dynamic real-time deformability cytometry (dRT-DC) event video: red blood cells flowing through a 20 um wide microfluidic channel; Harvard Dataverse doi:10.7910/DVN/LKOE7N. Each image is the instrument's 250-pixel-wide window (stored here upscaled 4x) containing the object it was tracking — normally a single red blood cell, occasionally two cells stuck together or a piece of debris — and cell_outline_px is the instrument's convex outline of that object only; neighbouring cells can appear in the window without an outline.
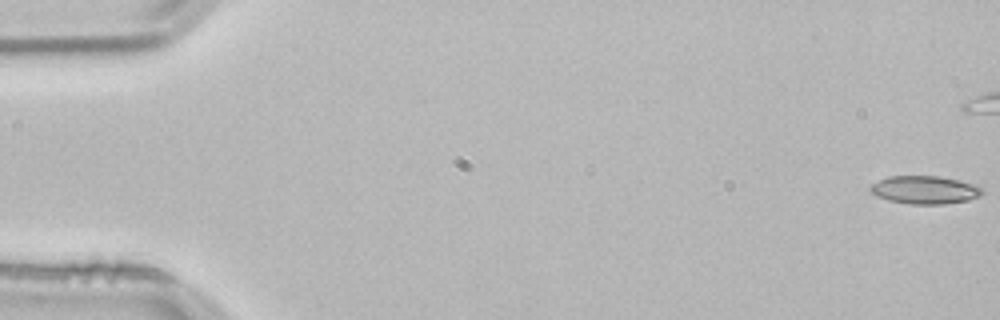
{"species": "common noctule bat (a hibernating species)", "species_latin": "Nyctalus noctula", "temperature_condition": "room temperature", "stored_images_in_passage": 43, "camera_frame_rate_fps": 3000, "um_per_image_px": 0.085, "animal": {"sex": "male", "body_mass_g": 21.5, "forearm_length_mm": 52.0}, "frame": {"image": 1, "passage_image": 1, "time_ms": 0.0, "image_size_px": [1000, 320], "cell_outline_px": [[984, 192], [980, 196], [968, 200], [944, 204], [908, 204], [888, 200], [876, 196], [868, 188], [872, 184], [888, 176], [940, 176], [972, 184], [984, 188]], "centroid_in_image_um": [78.6, 16.14], "position_along_channel_um": 6.4, "area_um2": 18.26}}
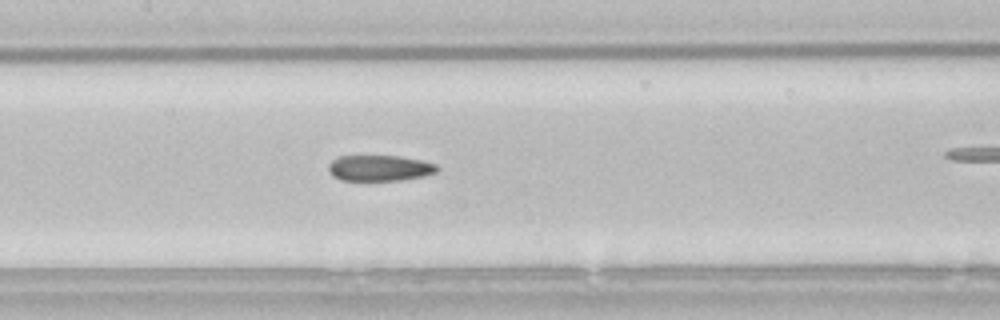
{"frame": {"image": 2, "passage_image": 26, "time_ms": 8.333, "image_size_px": [1000, 320], "cell_outline_px": [[440, 168], [436, 172], [424, 176], [400, 180], [340, 180], [332, 176], [328, 168], [328, 164], [332, 160], [340, 156], [400, 156], [420, 160], [436, 164]], "centroid_in_image_um": [32.26, 14.28], "position_along_channel_um": 175.1, "area_um2": 16.36}}
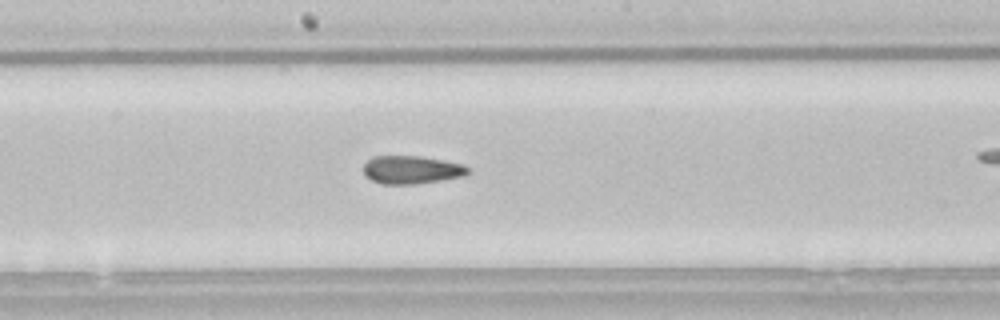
{"frame": {"image": 3, "passage_image": 29, "time_ms": 9.333, "image_size_px": [1000, 320], "cell_outline_px": [[468, 172], [464, 176], [416, 184], [380, 184], [364, 176], [364, 164], [372, 156], [420, 156], [464, 164], [468, 168]], "centroid_in_image_um": [34.95, 14.43], "position_along_channel_um": 213.3, "area_um2": 17.11}}